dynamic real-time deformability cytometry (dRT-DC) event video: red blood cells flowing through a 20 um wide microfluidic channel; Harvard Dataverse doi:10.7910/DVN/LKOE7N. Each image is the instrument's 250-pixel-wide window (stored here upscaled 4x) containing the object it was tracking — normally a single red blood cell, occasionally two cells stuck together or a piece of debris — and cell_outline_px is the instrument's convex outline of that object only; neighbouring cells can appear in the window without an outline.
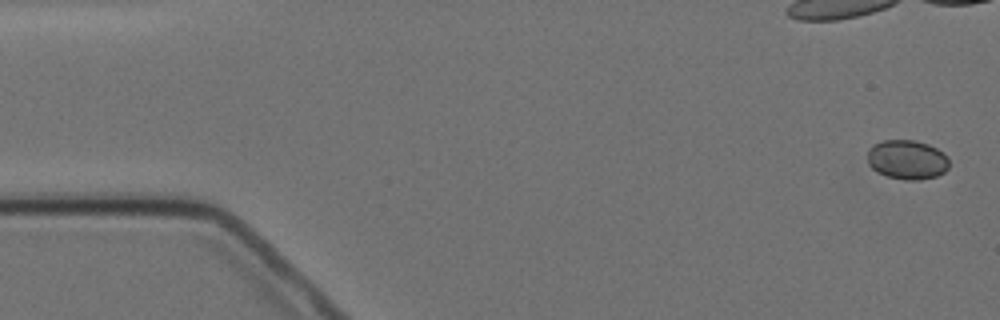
{"species": "Egyptian fruit bat (a non-hibernating species)", "species_latin": "Rousettus aegyptiacus", "temperature_condition": "cold", "stored_images_in_passage": 5, "camera_frame_rate_fps": 3000, "um_per_image_px": 0.085, "animal": {"sex": "female"}, "frame": {"image": 1, "passage_image": 1, "time_ms": 0.0, "image_size_px": [1000, 320], "cell_outline_px": [[948, 168], [944, 172], [936, 176], [920, 180], [904, 180], [888, 176], [876, 172], [868, 164], [868, 148], [872, 144], [884, 140], [916, 140], [928, 144], [944, 152], [948, 156]], "centroid_in_image_um": [77.1, 13.56], "position_along_channel_um": 7.9, "area_um2": 18.96}}
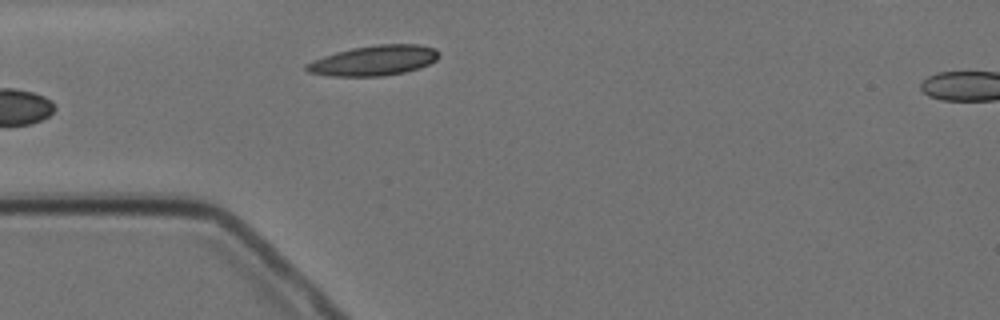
{"frame": {"image": 2, "passage_image": 5, "time_ms": 5.667, "image_size_px": [1000, 320], "cell_outline_px": [[440, 56], [436, 60], [420, 68], [404, 72], [384, 76], [332, 76], [308, 72], [304, 68], [304, 64], [312, 60], [336, 52], [352, 48], [376, 44], [420, 44], [436, 48], [440, 52]], "centroid_in_image_um": [31.8, 5.13], "position_along_channel_um": 53.2, "area_um2": 23.47}}